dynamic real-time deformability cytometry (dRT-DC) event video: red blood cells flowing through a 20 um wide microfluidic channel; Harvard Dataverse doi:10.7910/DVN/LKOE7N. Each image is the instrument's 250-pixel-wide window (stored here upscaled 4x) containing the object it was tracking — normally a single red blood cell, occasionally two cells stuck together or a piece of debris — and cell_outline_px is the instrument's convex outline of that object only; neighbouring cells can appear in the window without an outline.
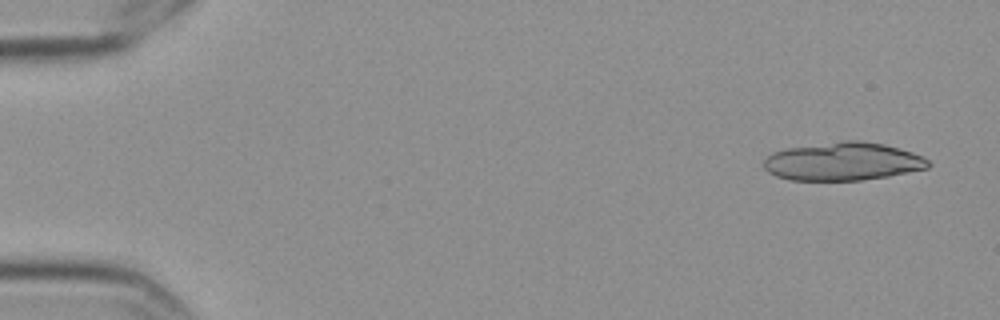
{"species": "Egyptian fruit bat (a non-hibernating species)", "species_latin": "Rousettus aegyptiacus", "temperature_condition": "cold", "stored_images_in_passage": 18, "camera_frame_rate_fps": 3000, "um_per_image_px": 0.085, "frame": {"image": 1, "passage_image": 1, "time_ms": 0.0, "image_size_px": [1000, 320], "cell_outline_px": [[932, 164], [928, 168], [888, 176], [860, 180], [788, 180], [776, 176], [768, 172], [764, 168], [764, 160], [772, 152], [784, 148], [844, 140], [860, 140], [884, 144], [912, 152], [928, 160]], "centroid_in_image_um": [71.62, 13.72], "position_along_channel_um": 13.4, "area_um2": 36.65}}